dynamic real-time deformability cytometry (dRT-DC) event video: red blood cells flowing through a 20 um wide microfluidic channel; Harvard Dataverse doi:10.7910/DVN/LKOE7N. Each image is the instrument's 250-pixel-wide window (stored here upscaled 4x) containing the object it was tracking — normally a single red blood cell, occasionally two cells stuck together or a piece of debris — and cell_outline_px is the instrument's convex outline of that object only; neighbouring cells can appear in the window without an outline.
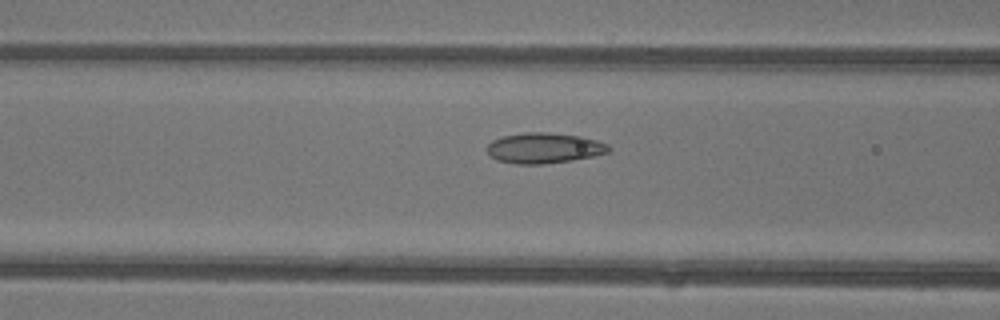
{"species": "common noctule bat (a hibernating species)", "species_latin": "Nyctalus noctula", "temperature_condition": "warm", "stored_images_in_passage": 46, "camera_frame_rate_fps": 3000, "um_per_image_px": 0.085, "animal": {"sex": "female"}, "frame": {"image": 1, "passage_image": 19, "time_ms": 6.0, "image_size_px": [1000, 320], "cell_outline_px": [[612, 148], [608, 152], [592, 156], [572, 160], [540, 164], [516, 164], [496, 160], [484, 148], [492, 140], [504, 136], [524, 132], [548, 132], [580, 136], [596, 140], [608, 144]], "centroid_in_image_um": [46.23, 12.58], "position_along_channel_um": 120.4, "area_um2": 21.62}}
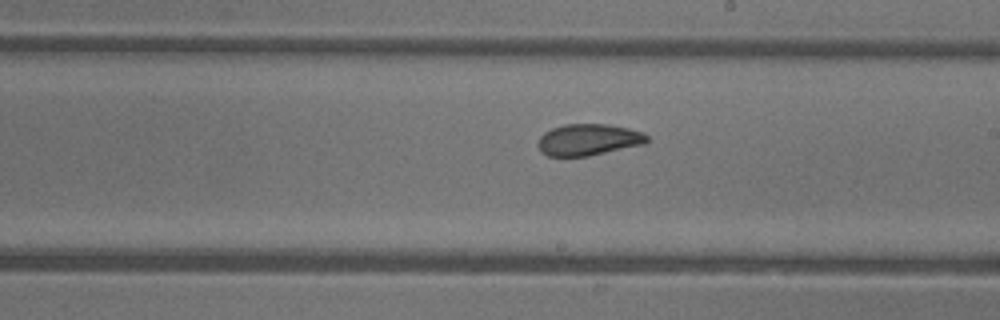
{"frame": {"image": 2, "passage_image": 27, "time_ms": 8.667, "image_size_px": [1000, 320], "cell_outline_px": [[648, 140], [644, 144], [588, 156], [548, 156], [540, 152], [536, 144], [540, 136], [544, 132], [552, 128], [564, 124], [604, 124], [628, 128], [644, 132], [648, 136]], "centroid_in_image_um": [49.98, 11.87], "position_along_channel_um": 239.0, "area_um2": 20.11}}
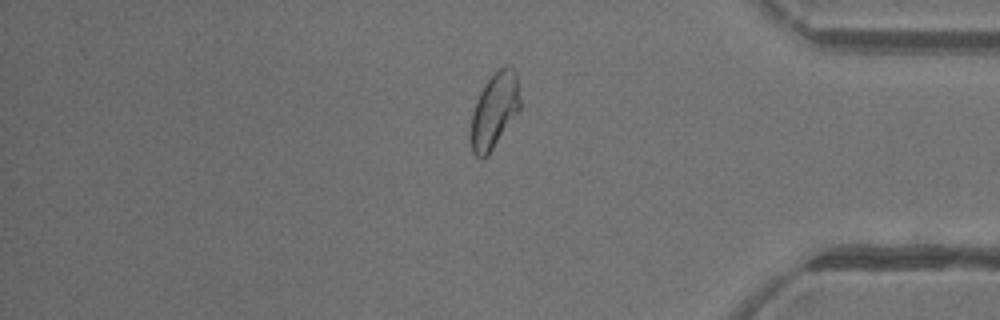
{"frame": {"image": 3, "passage_image": 39, "time_ms": 12.667, "image_size_px": [1000, 320], "cell_outline_px": [[520, 108], [488, 156], [476, 156], [472, 152], [472, 112], [476, 100], [484, 84], [500, 68], [508, 64], [516, 72], [520, 100]], "centroid_in_image_um": [42.04, 9.36], "position_along_channel_um": 393.2, "area_um2": 21.1}, "authors_computed_cell_mechanics": {"area_um2": 21.8773, "velocity_mm_per_s": 4.4528, "shape_relaxation_time_tau1_ms": null, "shape_relaxation_time_tau2_ms": 1.5985, "deformation_change_tau1": null, "deformation_change_tau2": 0.0767}}